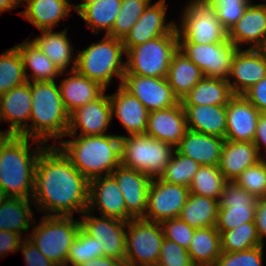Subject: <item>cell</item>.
<instances>
[{
	"label": "cell",
	"instance_id": "1",
	"mask_svg": "<svg viewBox=\"0 0 266 266\" xmlns=\"http://www.w3.org/2000/svg\"><path fill=\"white\" fill-rule=\"evenodd\" d=\"M89 183L56 145L38 156L32 201L43 215L73 216L88 207Z\"/></svg>",
	"mask_w": 266,
	"mask_h": 266
},
{
	"label": "cell",
	"instance_id": "2",
	"mask_svg": "<svg viewBox=\"0 0 266 266\" xmlns=\"http://www.w3.org/2000/svg\"><path fill=\"white\" fill-rule=\"evenodd\" d=\"M46 146L16 135L0 142V188L6 197L32 199L38 156Z\"/></svg>",
	"mask_w": 266,
	"mask_h": 266
},
{
	"label": "cell",
	"instance_id": "3",
	"mask_svg": "<svg viewBox=\"0 0 266 266\" xmlns=\"http://www.w3.org/2000/svg\"><path fill=\"white\" fill-rule=\"evenodd\" d=\"M56 146L70 160L73 166L89 181L96 177L110 175L121 165L120 137L114 135H66Z\"/></svg>",
	"mask_w": 266,
	"mask_h": 266
},
{
	"label": "cell",
	"instance_id": "4",
	"mask_svg": "<svg viewBox=\"0 0 266 266\" xmlns=\"http://www.w3.org/2000/svg\"><path fill=\"white\" fill-rule=\"evenodd\" d=\"M32 107L29 121V138L44 144L56 145L62 140L69 125V113L65 109L59 84L56 81L31 82ZM53 139L52 144H48Z\"/></svg>",
	"mask_w": 266,
	"mask_h": 266
},
{
	"label": "cell",
	"instance_id": "5",
	"mask_svg": "<svg viewBox=\"0 0 266 266\" xmlns=\"http://www.w3.org/2000/svg\"><path fill=\"white\" fill-rule=\"evenodd\" d=\"M98 41L77 50L76 70L107 90L114 77H118L119 85L122 84L126 52L120 39L104 34V37Z\"/></svg>",
	"mask_w": 266,
	"mask_h": 266
},
{
	"label": "cell",
	"instance_id": "6",
	"mask_svg": "<svg viewBox=\"0 0 266 266\" xmlns=\"http://www.w3.org/2000/svg\"><path fill=\"white\" fill-rule=\"evenodd\" d=\"M40 221L37 224L38 221L34 220L27 238L57 266H66L70 246L81 228L80 219L42 215Z\"/></svg>",
	"mask_w": 266,
	"mask_h": 266
},
{
	"label": "cell",
	"instance_id": "7",
	"mask_svg": "<svg viewBox=\"0 0 266 266\" xmlns=\"http://www.w3.org/2000/svg\"><path fill=\"white\" fill-rule=\"evenodd\" d=\"M176 23L179 44H214L228 40L216 9L207 0H189Z\"/></svg>",
	"mask_w": 266,
	"mask_h": 266
},
{
	"label": "cell",
	"instance_id": "8",
	"mask_svg": "<svg viewBox=\"0 0 266 266\" xmlns=\"http://www.w3.org/2000/svg\"><path fill=\"white\" fill-rule=\"evenodd\" d=\"M120 137L121 165L159 178L169 164L175 148L168 143L143 135Z\"/></svg>",
	"mask_w": 266,
	"mask_h": 266
},
{
	"label": "cell",
	"instance_id": "9",
	"mask_svg": "<svg viewBox=\"0 0 266 266\" xmlns=\"http://www.w3.org/2000/svg\"><path fill=\"white\" fill-rule=\"evenodd\" d=\"M178 49V35H163L136 45L126 51L124 74L166 78Z\"/></svg>",
	"mask_w": 266,
	"mask_h": 266
},
{
	"label": "cell",
	"instance_id": "10",
	"mask_svg": "<svg viewBox=\"0 0 266 266\" xmlns=\"http://www.w3.org/2000/svg\"><path fill=\"white\" fill-rule=\"evenodd\" d=\"M164 234L160 223L133 218L126 227L125 266H156Z\"/></svg>",
	"mask_w": 266,
	"mask_h": 266
},
{
	"label": "cell",
	"instance_id": "11",
	"mask_svg": "<svg viewBox=\"0 0 266 266\" xmlns=\"http://www.w3.org/2000/svg\"><path fill=\"white\" fill-rule=\"evenodd\" d=\"M79 219L81 228L97 241L98 258L106 256L121 261L125 260L126 221L97 216L87 209Z\"/></svg>",
	"mask_w": 266,
	"mask_h": 266
},
{
	"label": "cell",
	"instance_id": "12",
	"mask_svg": "<svg viewBox=\"0 0 266 266\" xmlns=\"http://www.w3.org/2000/svg\"><path fill=\"white\" fill-rule=\"evenodd\" d=\"M258 198L228 181L219 200L218 231H230L246 222H254Z\"/></svg>",
	"mask_w": 266,
	"mask_h": 266
},
{
	"label": "cell",
	"instance_id": "13",
	"mask_svg": "<svg viewBox=\"0 0 266 266\" xmlns=\"http://www.w3.org/2000/svg\"><path fill=\"white\" fill-rule=\"evenodd\" d=\"M179 49L202 70L204 77L227 80L238 48L228 39L214 44H179Z\"/></svg>",
	"mask_w": 266,
	"mask_h": 266
},
{
	"label": "cell",
	"instance_id": "14",
	"mask_svg": "<svg viewBox=\"0 0 266 266\" xmlns=\"http://www.w3.org/2000/svg\"><path fill=\"white\" fill-rule=\"evenodd\" d=\"M189 194L188 187L170 184L160 178L152 179L143 219L161 223L179 217Z\"/></svg>",
	"mask_w": 266,
	"mask_h": 266
},
{
	"label": "cell",
	"instance_id": "15",
	"mask_svg": "<svg viewBox=\"0 0 266 266\" xmlns=\"http://www.w3.org/2000/svg\"><path fill=\"white\" fill-rule=\"evenodd\" d=\"M166 0L150 2L141 17L122 40L125 52L136 45L163 35H178L176 22L167 18ZM167 20V21H166Z\"/></svg>",
	"mask_w": 266,
	"mask_h": 266
},
{
	"label": "cell",
	"instance_id": "16",
	"mask_svg": "<svg viewBox=\"0 0 266 266\" xmlns=\"http://www.w3.org/2000/svg\"><path fill=\"white\" fill-rule=\"evenodd\" d=\"M32 94L30 82L12 88L0 95V121L9 123L4 135H16L29 138Z\"/></svg>",
	"mask_w": 266,
	"mask_h": 266
},
{
	"label": "cell",
	"instance_id": "17",
	"mask_svg": "<svg viewBox=\"0 0 266 266\" xmlns=\"http://www.w3.org/2000/svg\"><path fill=\"white\" fill-rule=\"evenodd\" d=\"M264 77H266V49L238 48L233 56L227 79L232 93L243 95Z\"/></svg>",
	"mask_w": 266,
	"mask_h": 266
},
{
	"label": "cell",
	"instance_id": "18",
	"mask_svg": "<svg viewBox=\"0 0 266 266\" xmlns=\"http://www.w3.org/2000/svg\"><path fill=\"white\" fill-rule=\"evenodd\" d=\"M112 118L111 103L106 90L94 101L82 105L69 114L66 135L93 136L109 134ZM79 131L80 133H77Z\"/></svg>",
	"mask_w": 266,
	"mask_h": 266
},
{
	"label": "cell",
	"instance_id": "19",
	"mask_svg": "<svg viewBox=\"0 0 266 266\" xmlns=\"http://www.w3.org/2000/svg\"><path fill=\"white\" fill-rule=\"evenodd\" d=\"M150 111L166 109L180 101L166 78L124 74L121 84Z\"/></svg>",
	"mask_w": 266,
	"mask_h": 266
},
{
	"label": "cell",
	"instance_id": "20",
	"mask_svg": "<svg viewBox=\"0 0 266 266\" xmlns=\"http://www.w3.org/2000/svg\"><path fill=\"white\" fill-rule=\"evenodd\" d=\"M111 175L117 181L126 204V222L133 218H143L152 179L143 172L122 165L115 168Z\"/></svg>",
	"mask_w": 266,
	"mask_h": 266
},
{
	"label": "cell",
	"instance_id": "21",
	"mask_svg": "<svg viewBox=\"0 0 266 266\" xmlns=\"http://www.w3.org/2000/svg\"><path fill=\"white\" fill-rule=\"evenodd\" d=\"M228 39L237 48L266 49V3H250Z\"/></svg>",
	"mask_w": 266,
	"mask_h": 266
},
{
	"label": "cell",
	"instance_id": "22",
	"mask_svg": "<svg viewBox=\"0 0 266 266\" xmlns=\"http://www.w3.org/2000/svg\"><path fill=\"white\" fill-rule=\"evenodd\" d=\"M87 210L92 213L99 211L101 216L126 221V204L111 174L90 180Z\"/></svg>",
	"mask_w": 266,
	"mask_h": 266
},
{
	"label": "cell",
	"instance_id": "23",
	"mask_svg": "<svg viewBox=\"0 0 266 266\" xmlns=\"http://www.w3.org/2000/svg\"><path fill=\"white\" fill-rule=\"evenodd\" d=\"M260 114L243 95H234L226 105L225 140L253 142Z\"/></svg>",
	"mask_w": 266,
	"mask_h": 266
},
{
	"label": "cell",
	"instance_id": "24",
	"mask_svg": "<svg viewBox=\"0 0 266 266\" xmlns=\"http://www.w3.org/2000/svg\"><path fill=\"white\" fill-rule=\"evenodd\" d=\"M112 118H117L130 135H143L147 129L149 111L146 107L127 91L118 85L117 91L109 95Z\"/></svg>",
	"mask_w": 266,
	"mask_h": 266
},
{
	"label": "cell",
	"instance_id": "25",
	"mask_svg": "<svg viewBox=\"0 0 266 266\" xmlns=\"http://www.w3.org/2000/svg\"><path fill=\"white\" fill-rule=\"evenodd\" d=\"M186 130V116L179 102L166 109L150 111L145 135L171 144L175 148Z\"/></svg>",
	"mask_w": 266,
	"mask_h": 266
},
{
	"label": "cell",
	"instance_id": "26",
	"mask_svg": "<svg viewBox=\"0 0 266 266\" xmlns=\"http://www.w3.org/2000/svg\"><path fill=\"white\" fill-rule=\"evenodd\" d=\"M72 0H22L25 10L19 12L23 18L36 26L38 30H51L60 21L69 19L74 10Z\"/></svg>",
	"mask_w": 266,
	"mask_h": 266
},
{
	"label": "cell",
	"instance_id": "27",
	"mask_svg": "<svg viewBox=\"0 0 266 266\" xmlns=\"http://www.w3.org/2000/svg\"><path fill=\"white\" fill-rule=\"evenodd\" d=\"M225 138L187 129L175 150L200 165H218Z\"/></svg>",
	"mask_w": 266,
	"mask_h": 266
},
{
	"label": "cell",
	"instance_id": "28",
	"mask_svg": "<svg viewBox=\"0 0 266 266\" xmlns=\"http://www.w3.org/2000/svg\"><path fill=\"white\" fill-rule=\"evenodd\" d=\"M68 75L59 82L65 109L70 114L82 105L97 99L106 89L98 82L80 74L77 70L63 72Z\"/></svg>",
	"mask_w": 266,
	"mask_h": 266
},
{
	"label": "cell",
	"instance_id": "29",
	"mask_svg": "<svg viewBox=\"0 0 266 266\" xmlns=\"http://www.w3.org/2000/svg\"><path fill=\"white\" fill-rule=\"evenodd\" d=\"M31 40L60 69L61 72L76 70L75 48L68 38V28L62 31L40 30ZM72 64V66H71ZM69 68V69H68Z\"/></svg>",
	"mask_w": 266,
	"mask_h": 266
},
{
	"label": "cell",
	"instance_id": "30",
	"mask_svg": "<svg viewBox=\"0 0 266 266\" xmlns=\"http://www.w3.org/2000/svg\"><path fill=\"white\" fill-rule=\"evenodd\" d=\"M261 160L253 142L225 140L217 166L227 181H234L246 168Z\"/></svg>",
	"mask_w": 266,
	"mask_h": 266
},
{
	"label": "cell",
	"instance_id": "31",
	"mask_svg": "<svg viewBox=\"0 0 266 266\" xmlns=\"http://www.w3.org/2000/svg\"><path fill=\"white\" fill-rule=\"evenodd\" d=\"M187 129L225 138L226 105H182Z\"/></svg>",
	"mask_w": 266,
	"mask_h": 266
},
{
	"label": "cell",
	"instance_id": "32",
	"mask_svg": "<svg viewBox=\"0 0 266 266\" xmlns=\"http://www.w3.org/2000/svg\"><path fill=\"white\" fill-rule=\"evenodd\" d=\"M30 38H26L22 43L15 45L21 54L27 81H56L58 77L63 76V72Z\"/></svg>",
	"mask_w": 266,
	"mask_h": 266
},
{
	"label": "cell",
	"instance_id": "33",
	"mask_svg": "<svg viewBox=\"0 0 266 266\" xmlns=\"http://www.w3.org/2000/svg\"><path fill=\"white\" fill-rule=\"evenodd\" d=\"M31 206H35L32 199L6 197L0 204V230L12 231L22 236L26 233L27 238L28 230L35 220Z\"/></svg>",
	"mask_w": 266,
	"mask_h": 266
},
{
	"label": "cell",
	"instance_id": "34",
	"mask_svg": "<svg viewBox=\"0 0 266 266\" xmlns=\"http://www.w3.org/2000/svg\"><path fill=\"white\" fill-rule=\"evenodd\" d=\"M203 77L202 70L178 49L169 65L166 79L179 101Z\"/></svg>",
	"mask_w": 266,
	"mask_h": 266
},
{
	"label": "cell",
	"instance_id": "35",
	"mask_svg": "<svg viewBox=\"0 0 266 266\" xmlns=\"http://www.w3.org/2000/svg\"><path fill=\"white\" fill-rule=\"evenodd\" d=\"M233 96L227 80L203 77L180 102L182 105H227Z\"/></svg>",
	"mask_w": 266,
	"mask_h": 266
},
{
	"label": "cell",
	"instance_id": "36",
	"mask_svg": "<svg viewBox=\"0 0 266 266\" xmlns=\"http://www.w3.org/2000/svg\"><path fill=\"white\" fill-rule=\"evenodd\" d=\"M187 251L194 266H215L222 252L216 226L195 229Z\"/></svg>",
	"mask_w": 266,
	"mask_h": 266
},
{
	"label": "cell",
	"instance_id": "37",
	"mask_svg": "<svg viewBox=\"0 0 266 266\" xmlns=\"http://www.w3.org/2000/svg\"><path fill=\"white\" fill-rule=\"evenodd\" d=\"M122 0H92L84 3L76 13L86 22L92 33L107 35L116 20Z\"/></svg>",
	"mask_w": 266,
	"mask_h": 266
},
{
	"label": "cell",
	"instance_id": "38",
	"mask_svg": "<svg viewBox=\"0 0 266 266\" xmlns=\"http://www.w3.org/2000/svg\"><path fill=\"white\" fill-rule=\"evenodd\" d=\"M219 201L207 196L189 194L180 218L194 229L216 226Z\"/></svg>",
	"mask_w": 266,
	"mask_h": 266
},
{
	"label": "cell",
	"instance_id": "39",
	"mask_svg": "<svg viewBox=\"0 0 266 266\" xmlns=\"http://www.w3.org/2000/svg\"><path fill=\"white\" fill-rule=\"evenodd\" d=\"M227 182L217 165H201L188 188L191 194L219 201Z\"/></svg>",
	"mask_w": 266,
	"mask_h": 266
},
{
	"label": "cell",
	"instance_id": "40",
	"mask_svg": "<svg viewBox=\"0 0 266 266\" xmlns=\"http://www.w3.org/2000/svg\"><path fill=\"white\" fill-rule=\"evenodd\" d=\"M27 82L20 52L14 46L0 54V95Z\"/></svg>",
	"mask_w": 266,
	"mask_h": 266
},
{
	"label": "cell",
	"instance_id": "41",
	"mask_svg": "<svg viewBox=\"0 0 266 266\" xmlns=\"http://www.w3.org/2000/svg\"><path fill=\"white\" fill-rule=\"evenodd\" d=\"M221 235L222 252L248 250L262 244L255 222H246L230 231H218Z\"/></svg>",
	"mask_w": 266,
	"mask_h": 266
},
{
	"label": "cell",
	"instance_id": "42",
	"mask_svg": "<svg viewBox=\"0 0 266 266\" xmlns=\"http://www.w3.org/2000/svg\"><path fill=\"white\" fill-rule=\"evenodd\" d=\"M200 166L193 159L187 158L174 150L169 164L159 178L170 184L189 187Z\"/></svg>",
	"mask_w": 266,
	"mask_h": 266
},
{
	"label": "cell",
	"instance_id": "43",
	"mask_svg": "<svg viewBox=\"0 0 266 266\" xmlns=\"http://www.w3.org/2000/svg\"><path fill=\"white\" fill-rule=\"evenodd\" d=\"M151 1L152 0H122L115 23L107 35L123 40Z\"/></svg>",
	"mask_w": 266,
	"mask_h": 266
},
{
	"label": "cell",
	"instance_id": "44",
	"mask_svg": "<svg viewBox=\"0 0 266 266\" xmlns=\"http://www.w3.org/2000/svg\"><path fill=\"white\" fill-rule=\"evenodd\" d=\"M234 182L257 198L266 197V160L246 168Z\"/></svg>",
	"mask_w": 266,
	"mask_h": 266
},
{
	"label": "cell",
	"instance_id": "45",
	"mask_svg": "<svg viewBox=\"0 0 266 266\" xmlns=\"http://www.w3.org/2000/svg\"><path fill=\"white\" fill-rule=\"evenodd\" d=\"M98 245L95 238L88 235L82 228L71 244L66 259V266H78L98 258Z\"/></svg>",
	"mask_w": 266,
	"mask_h": 266
},
{
	"label": "cell",
	"instance_id": "46",
	"mask_svg": "<svg viewBox=\"0 0 266 266\" xmlns=\"http://www.w3.org/2000/svg\"><path fill=\"white\" fill-rule=\"evenodd\" d=\"M217 12L222 26L229 31L245 13L249 0H207Z\"/></svg>",
	"mask_w": 266,
	"mask_h": 266
},
{
	"label": "cell",
	"instance_id": "47",
	"mask_svg": "<svg viewBox=\"0 0 266 266\" xmlns=\"http://www.w3.org/2000/svg\"><path fill=\"white\" fill-rule=\"evenodd\" d=\"M264 245L238 252H221L215 266H263Z\"/></svg>",
	"mask_w": 266,
	"mask_h": 266
},
{
	"label": "cell",
	"instance_id": "48",
	"mask_svg": "<svg viewBox=\"0 0 266 266\" xmlns=\"http://www.w3.org/2000/svg\"><path fill=\"white\" fill-rule=\"evenodd\" d=\"M164 238L175 241L178 245L188 250L195 229L184 222L180 217L164 220L160 223Z\"/></svg>",
	"mask_w": 266,
	"mask_h": 266
},
{
	"label": "cell",
	"instance_id": "49",
	"mask_svg": "<svg viewBox=\"0 0 266 266\" xmlns=\"http://www.w3.org/2000/svg\"><path fill=\"white\" fill-rule=\"evenodd\" d=\"M156 266H194L186 249L164 238Z\"/></svg>",
	"mask_w": 266,
	"mask_h": 266
},
{
	"label": "cell",
	"instance_id": "50",
	"mask_svg": "<svg viewBox=\"0 0 266 266\" xmlns=\"http://www.w3.org/2000/svg\"><path fill=\"white\" fill-rule=\"evenodd\" d=\"M26 266H57L48 259L28 238H25L19 248Z\"/></svg>",
	"mask_w": 266,
	"mask_h": 266
},
{
	"label": "cell",
	"instance_id": "51",
	"mask_svg": "<svg viewBox=\"0 0 266 266\" xmlns=\"http://www.w3.org/2000/svg\"><path fill=\"white\" fill-rule=\"evenodd\" d=\"M243 96L252 103L260 113H266V77L252 86Z\"/></svg>",
	"mask_w": 266,
	"mask_h": 266
},
{
	"label": "cell",
	"instance_id": "52",
	"mask_svg": "<svg viewBox=\"0 0 266 266\" xmlns=\"http://www.w3.org/2000/svg\"><path fill=\"white\" fill-rule=\"evenodd\" d=\"M24 239L25 237L18 233L0 230V258L9 253L19 252L20 245Z\"/></svg>",
	"mask_w": 266,
	"mask_h": 266
},
{
	"label": "cell",
	"instance_id": "53",
	"mask_svg": "<svg viewBox=\"0 0 266 266\" xmlns=\"http://www.w3.org/2000/svg\"><path fill=\"white\" fill-rule=\"evenodd\" d=\"M253 143L257 147L261 159L266 160V113H261L259 115Z\"/></svg>",
	"mask_w": 266,
	"mask_h": 266
},
{
	"label": "cell",
	"instance_id": "54",
	"mask_svg": "<svg viewBox=\"0 0 266 266\" xmlns=\"http://www.w3.org/2000/svg\"><path fill=\"white\" fill-rule=\"evenodd\" d=\"M254 222L262 244H264L266 237V198H258Z\"/></svg>",
	"mask_w": 266,
	"mask_h": 266
},
{
	"label": "cell",
	"instance_id": "55",
	"mask_svg": "<svg viewBox=\"0 0 266 266\" xmlns=\"http://www.w3.org/2000/svg\"><path fill=\"white\" fill-rule=\"evenodd\" d=\"M78 266H125V263L124 261L115 258L103 256L89 260L88 262Z\"/></svg>",
	"mask_w": 266,
	"mask_h": 266
},
{
	"label": "cell",
	"instance_id": "56",
	"mask_svg": "<svg viewBox=\"0 0 266 266\" xmlns=\"http://www.w3.org/2000/svg\"><path fill=\"white\" fill-rule=\"evenodd\" d=\"M20 5H22V0H0V16L3 12L20 8Z\"/></svg>",
	"mask_w": 266,
	"mask_h": 266
},
{
	"label": "cell",
	"instance_id": "57",
	"mask_svg": "<svg viewBox=\"0 0 266 266\" xmlns=\"http://www.w3.org/2000/svg\"><path fill=\"white\" fill-rule=\"evenodd\" d=\"M89 1H92V0H81L80 3L78 4H73V7H74V11L76 12L84 3H87Z\"/></svg>",
	"mask_w": 266,
	"mask_h": 266
},
{
	"label": "cell",
	"instance_id": "58",
	"mask_svg": "<svg viewBox=\"0 0 266 266\" xmlns=\"http://www.w3.org/2000/svg\"><path fill=\"white\" fill-rule=\"evenodd\" d=\"M5 198H6V195L4 194V192L0 188V204Z\"/></svg>",
	"mask_w": 266,
	"mask_h": 266
},
{
	"label": "cell",
	"instance_id": "59",
	"mask_svg": "<svg viewBox=\"0 0 266 266\" xmlns=\"http://www.w3.org/2000/svg\"><path fill=\"white\" fill-rule=\"evenodd\" d=\"M7 135H4L0 132V142L6 137Z\"/></svg>",
	"mask_w": 266,
	"mask_h": 266
},
{
	"label": "cell",
	"instance_id": "60",
	"mask_svg": "<svg viewBox=\"0 0 266 266\" xmlns=\"http://www.w3.org/2000/svg\"><path fill=\"white\" fill-rule=\"evenodd\" d=\"M251 3H254L255 0H249ZM264 3L266 2V0H262Z\"/></svg>",
	"mask_w": 266,
	"mask_h": 266
}]
</instances>
